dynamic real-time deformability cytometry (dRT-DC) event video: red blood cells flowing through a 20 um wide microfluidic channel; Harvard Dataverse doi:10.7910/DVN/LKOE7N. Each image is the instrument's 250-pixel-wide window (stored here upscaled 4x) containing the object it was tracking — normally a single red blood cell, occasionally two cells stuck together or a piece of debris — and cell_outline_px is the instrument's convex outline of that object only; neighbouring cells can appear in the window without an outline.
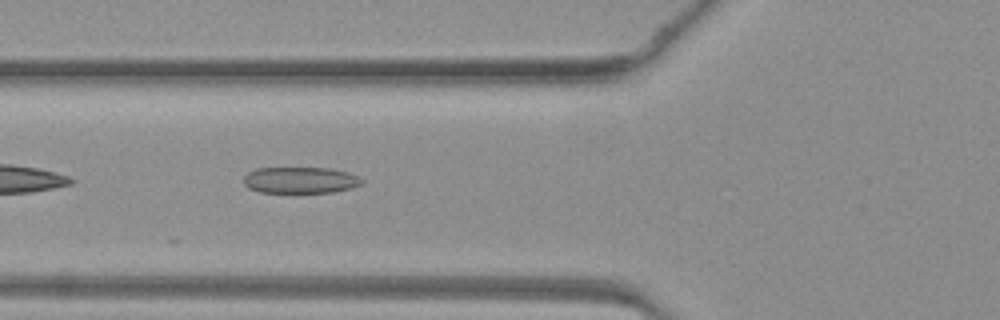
{"species": "common noctule bat (a hibernating species)", "species_latin": "Nyctalus noctula", "temperature_condition": "warm", "stored_images_in_passage": 47, "camera_frame_rate_fps": 3000, "um_per_image_px": 0.085, "animal": {"sex": "female", "body_mass_g": 19.3, "forearm_length_mm": 54.1}, "frame": {"image": 1, "passage_image": 18, "time_ms": 5.667, "image_size_px": [1000, 320], "cell_outline_px": [[364, 184], [352, 188], [332, 192], [260, 192], [248, 188], [244, 184], [244, 176], [248, 172], [256, 168], [328, 168], [348, 172], [364, 180]], "centroid_in_image_um": [25.54, 15.31], "position_along_channel_um": 100.3, "area_um2": 18.15}}
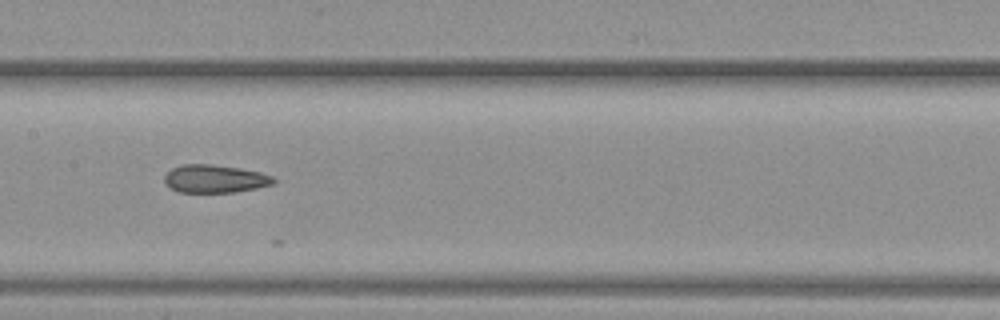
{"frame": {"image": 2, "passage_image": 24, "time_ms": 7.667, "image_size_px": [1000, 320], "cell_outline_px": [[276, 184], [236, 192], [176, 192], [164, 184], [164, 176], [172, 168], [180, 164], [208, 164], [240, 168], [260, 172], [272, 176], [276, 180]], "centroid_in_image_um": [18.25, 15.2], "position_along_channel_um": 189.1, "area_um2": 17.98}}
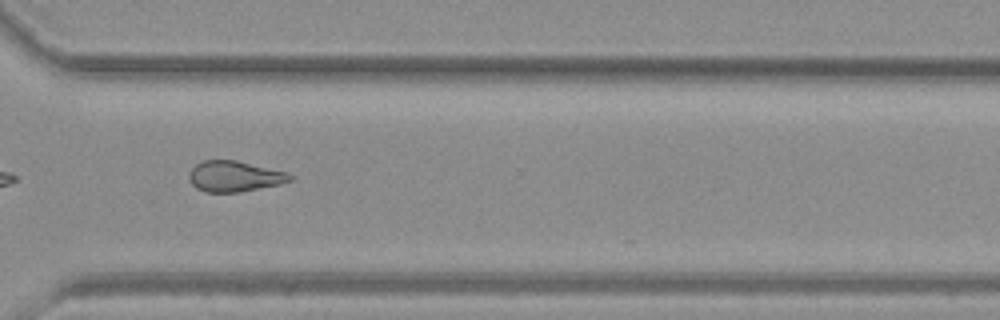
{"frame": {"image": 3, "passage_image": 35, "time_ms": 11.333, "image_size_px": [1000, 320], "cell_outline_px": [[296, 176], [292, 180], [280, 184], [240, 192], [204, 192], [196, 188], [192, 184], [188, 176], [188, 172], [196, 164], [204, 160], [236, 160], [288, 172]], "centroid_in_image_um": [19.95, 14.99], "position_along_channel_um": 350.7, "area_um2": 18.26}}